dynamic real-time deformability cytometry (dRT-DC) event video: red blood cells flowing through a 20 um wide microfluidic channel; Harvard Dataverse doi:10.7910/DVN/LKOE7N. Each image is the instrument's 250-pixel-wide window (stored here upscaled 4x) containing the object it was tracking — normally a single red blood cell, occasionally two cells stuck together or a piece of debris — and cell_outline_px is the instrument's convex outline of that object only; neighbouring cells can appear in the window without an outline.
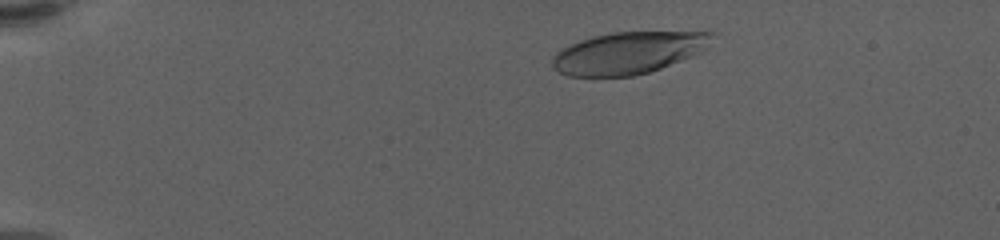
{"species": "human", "species_latin": "Homo sapiens", "temperature_condition": "warm", "stored_images_in_passage": 33, "camera_frame_rate_fps": 3000, "um_per_image_px": 0.085, "donor": {"sex": "female"}, "frame": {"image": 1, "passage_image": 6, "time_ms": 1.667, "image_size_px": [1000, 240], "cell_outline_px": [[712, 32], [704, 48], [700, 52], [660, 68], [648, 72], [632, 76], [568, 76], [552, 68], [552, 60], [556, 52], [568, 44], [592, 36], [616, 32], [712, 28]], "centroid_in_image_um": [53.46, 4.43], "position_along_channel_um": 31.5, "area_um2": 39.77}}
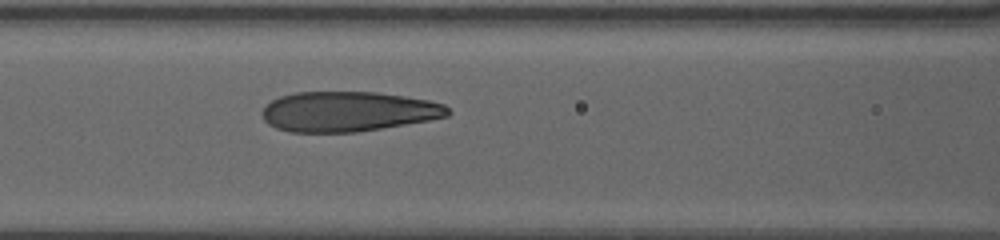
{"frame": {"image": 2, "passage_image": 22, "time_ms": 7.0, "image_size_px": [1000, 240], "cell_outline_px": [[452, 112], [448, 116], [428, 120], [356, 132], [288, 132], [276, 128], [268, 124], [264, 120], [260, 112], [272, 100], [280, 96], [296, 92], [376, 92], [404, 96], [428, 100], [444, 104]], "centroid_in_image_um": [29.56, 9.48], "position_along_channel_um": 137.0, "area_um2": 43.23}}
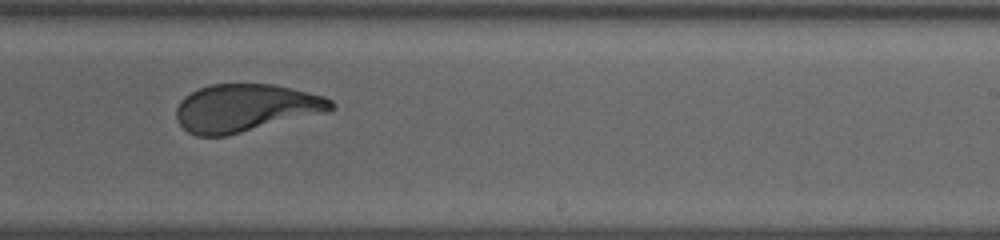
{"frame": {"image": 3, "passage_image": 33, "time_ms": 10.667, "image_size_px": [1000, 240], "cell_outline_px": [[336, 108], [328, 112], [224, 136], [196, 136], [188, 132], [176, 120], [176, 108], [180, 100], [184, 96], [200, 88], [212, 84], [272, 84], [292, 88], [324, 96], [332, 100], [336, 104]], "centroid_in_image_um": [20.89, 9.17], "position_along_channel_um": 268.1, "area_um2": 43.06}}